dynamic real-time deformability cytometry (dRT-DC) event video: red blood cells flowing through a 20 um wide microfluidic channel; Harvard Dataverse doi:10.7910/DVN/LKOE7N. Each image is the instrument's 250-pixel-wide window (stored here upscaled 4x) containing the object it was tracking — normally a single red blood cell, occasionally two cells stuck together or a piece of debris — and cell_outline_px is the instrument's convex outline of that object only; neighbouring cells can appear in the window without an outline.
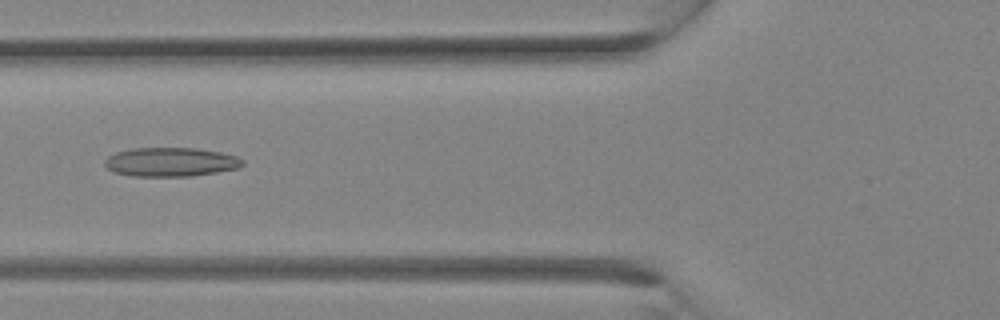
{"species": "Egyptian fruit bat (a non-hibernating species)", "species_latin": "Rousettus aegyptiacus", "temperature_condition": "room temperature", "stored_images_in_passage": 21, "camera_frame_rate_fps": 3000, "um_per_image_px": 0.085, "animal": {"sex": "female"}, "frame": {"image": 1, "passage_image": 12, "time_ms": 3.667, "image_size_px": [1000, 320], "cell_outline_px": [[244, 164], [240, 168], [192, 176], [132, 176], [116, 172], [108, 168], [104, 164], [104, 160], [108, 156], [116, 152], [132, 148], [196, 148], [220, 152], [236, 156], [244, 160]], "centroid_in_image_um": [14.53, 13.77], "position_along_channel_um": 111.3, "area_um2": 23.29}}
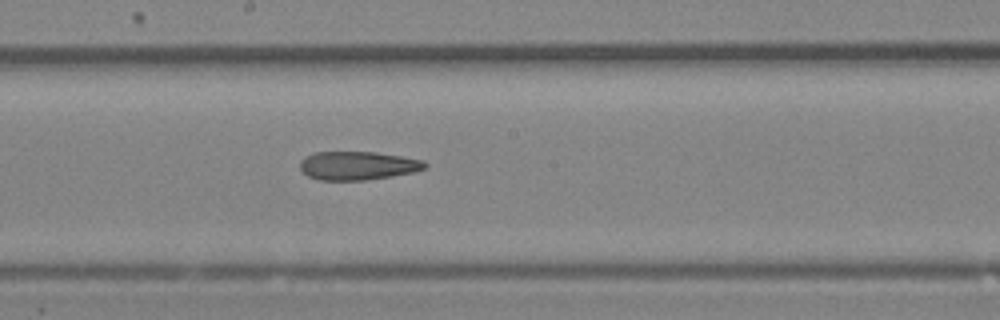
{"frame": {"image": 2, "passage_image": 17, "time_ms": 5.333, "image_size_px": [1000, 320], "cell_outline_px": [[428, 164], [424, 168], [416, 172], [392, 176], [364, 180], [320, 180], [308, 176], [300, 168], [300, 160], [304, 156], [316, 152], [376, 152], [424, 160]], "centroid_in_image_um": [30.41, 14.07], "position_along_channel_um": 217.8, "area_um2": 20.81}}
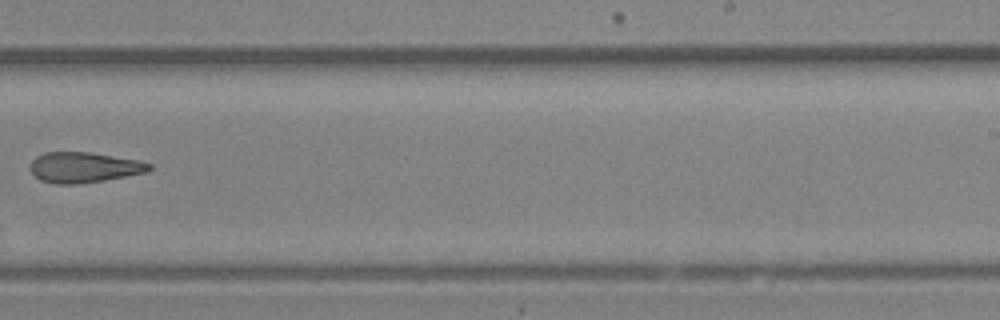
{"frame": {"image": 3, "passage_image": 20, "time_ms": 6.333, "image_size_px": [1000, 320], "cell_outline_px": [[152, 168], [148, 172], [104, 180], [76, 184], [56, 184], [40, 180], [28, 168], [32, 160], [36, 156], [44, 152], [88, 152], [140, 160], [152, 164]], "centroid_in_image_um": [7.13, 14.22], "position_along_channel_um": 281.9, "area_um2": 21.21}}